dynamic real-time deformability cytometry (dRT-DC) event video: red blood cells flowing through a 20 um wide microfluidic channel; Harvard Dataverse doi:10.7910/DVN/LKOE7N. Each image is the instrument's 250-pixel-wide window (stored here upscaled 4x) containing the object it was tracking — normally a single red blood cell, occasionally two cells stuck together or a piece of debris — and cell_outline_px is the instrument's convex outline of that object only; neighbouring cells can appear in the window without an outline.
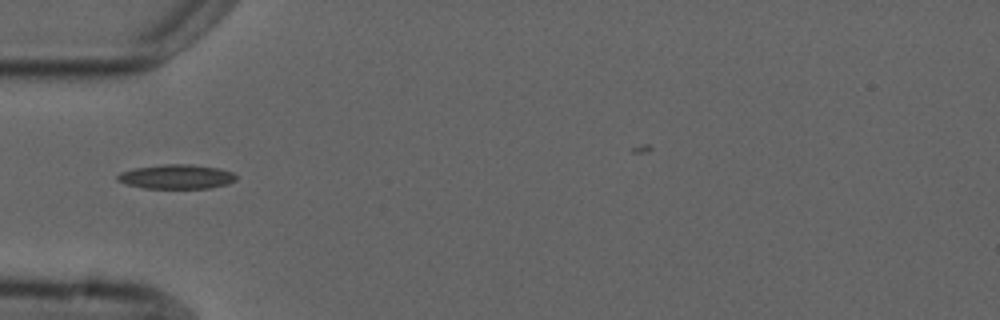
{"species": "common noctule bat (a hibernating species)", "species_latin": "Nyctalus noctula", "temperature_condition": "cold", "stored_images_in_passage": 4, "camera_frame_rate_fps": 3000, "um_per_image_px": 0.085, "animal": {"sex": "male", "forearm_length_mm": 52.5}, "frame": {"image": 1, "passage_image": 2, "time_ms": 1.333, "image_size_px": [1000, 320], "cell_outline_px": [[236, 180], [228, 184], [208, 188], [144, 188], [128, 184], [116, 180], [116, 176], [120, 172], [132, 168], [164, 164], [192, 164], [220, 168], [232, 172], [236, 176]], "centroid_in_image_um": [15.0, 15.01], "position_along_channel_um": 70.0, "area_um2": 16.94}}
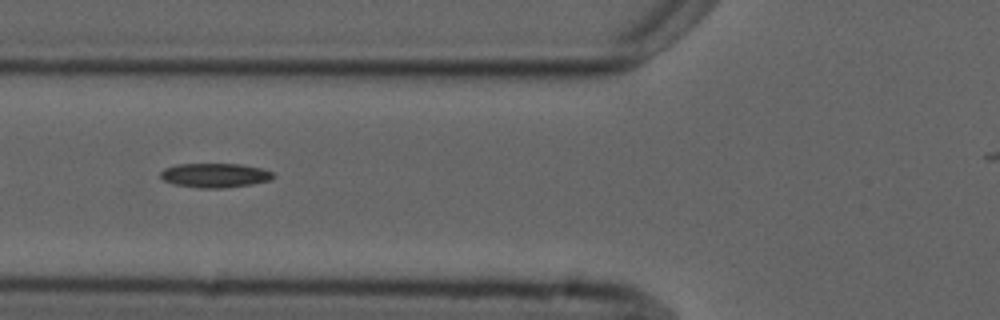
{"frame": {"image": 2, "passage_image": 3, "time_ms": 2.333, "image_size_px": [1000, 320], "cell_outline_px": [[276, 176], [268, 180], [252, 184], [224, 188], [200, 188], [172, 184], [164, 180], [160, 176], [160, 172], [164, 168], [176, 164], [240, 164], [260, 168], [272, 172]], "centroid_in_image_um": [18.23, 14.9], "position_along_channel_um": 107.6, "area_um2": 15.95}}
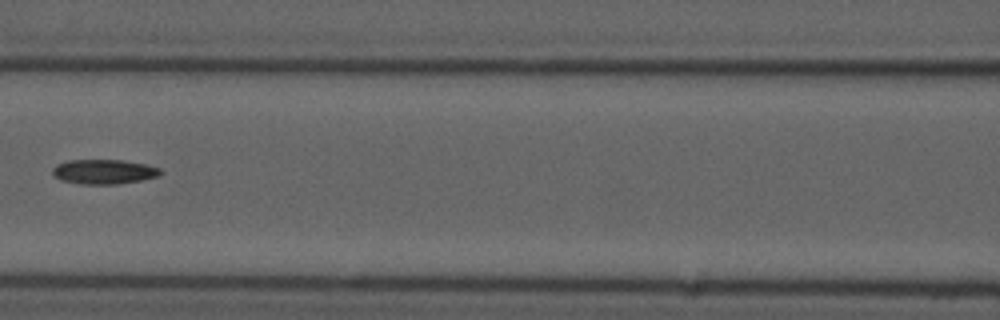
{"frame": {"image": 3, "passage_image": 4, "time_ms": 3.667, "image_size_px": [1000, 320], "cell_outline_px": [[160, 172], [156, 176], [140, 180], [116, 184], [80, 184], [60, 180], [52, 172], [52, 168], [56, 164], [68, 160], [120, 160], [148, 164], [160, 168]], "centroid_in_image_um": [8.79, 14.59], "position_along_channel_um": 157.8, "area_um2": 15.37}}